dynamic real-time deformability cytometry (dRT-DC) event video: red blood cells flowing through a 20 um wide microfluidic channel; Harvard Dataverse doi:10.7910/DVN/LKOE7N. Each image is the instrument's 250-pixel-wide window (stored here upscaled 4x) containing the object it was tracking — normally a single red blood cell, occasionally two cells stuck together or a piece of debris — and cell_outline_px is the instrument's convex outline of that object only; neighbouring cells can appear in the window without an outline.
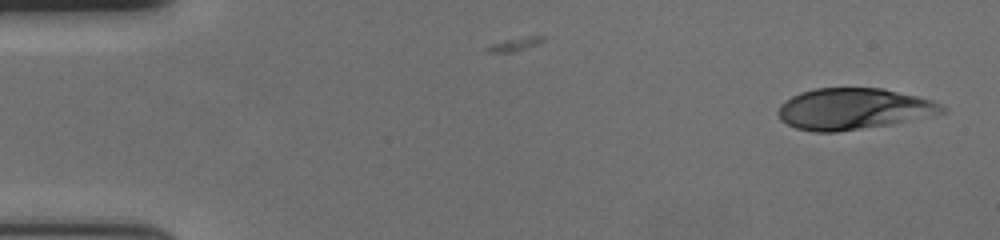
{"species": "human", "species_latin": "Homo sapiens", "temperature_condition": "cold", "stored_images_in_passage": 56, "camera_frame_rate_fps": 3000, "um_per_image_px": 0.085, "donor": {"sex": "female"}, "frame": {"image": 1, "passage_image": 1, "time_ms": 0.0, "image_size_px": [1000, 240], "cell_outline_px": [[948, 112], [888, 124], [836, 132], [816, 132], [796, 128], [780, 120], [780, 104], [792, 96], [800, 92], [816, 88], [884, 88], [936, 100], [944, 104], [948, 108]], "centroid_in_image_um": [72.61, 9.24], "position_along_channel_um": 12.4, "area_um2": 39.42}}
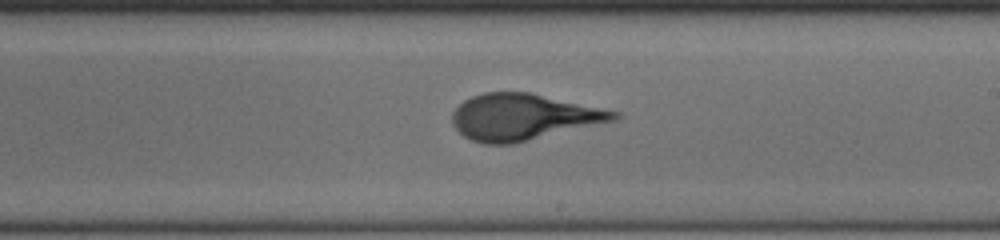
{"frame": {"image": 2, "passage_image": 32, "time_ms": 10.333, "image_size_px": [1000, 240], "cell_outline_px": [[624, 116], [620, 120], [516, 144], [484, 144], [472, 140], [464, 136], [452, 124], [452, 112], [464, 100], [472, 96], [484, 92], [532, 92], [620, 112]], "centroid_in_image_um": [44.56, 9.95], "position_along_channel_um": 244.4, "area_um2": 44.39}}
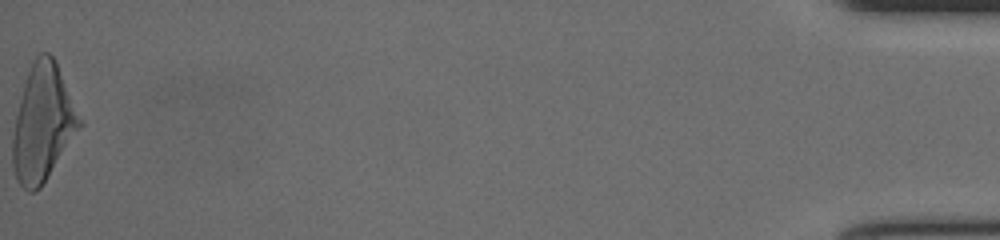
{"frame": {"image": 3, "passage_image": 56, "time_ms": 18.333, "image_size_px": [1000, 240], "cell_outline_px": [[84, 124], [40, 188], [32, 192], [28, 192], [16, 180], [12, 164], [12, 140], [16, 116], [24, 84], [28, 72], [36, 56], [40, 52], [48, 52], [56, 60]], "centroid_in_image_um": [3.66, 10.47], "position_along_channel_um": 431.5, "area_um2": 45.37}}